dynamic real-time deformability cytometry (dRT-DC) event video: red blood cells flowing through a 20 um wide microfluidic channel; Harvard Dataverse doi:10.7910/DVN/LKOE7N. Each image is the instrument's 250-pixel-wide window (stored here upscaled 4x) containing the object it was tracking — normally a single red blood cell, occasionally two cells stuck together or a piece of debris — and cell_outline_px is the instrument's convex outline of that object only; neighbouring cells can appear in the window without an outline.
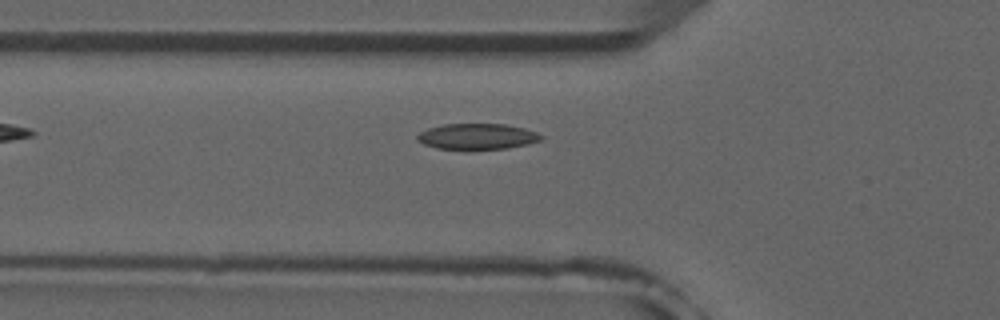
{"species": "common noctule bat (a hibernating species)", "species_latin": "Nyctalus noctula", "temperature_condition": "room temperature", "stored_images_in_passage": 4, "camera_frame_rate_fps": 3000, "um_per_image_px": 0.085, "animal": {"sex": "male", "forearm_length_mm": 52.5}, "frame": {"image": 1, "passage_image": 4, "time_ms": 3.667, "image_size_px": [1000, 320], "cell_outline_px": [[544, 136], [540, 140], [528, 144], [508, 148], [436, 148], [424, 144], [416, 136], [420, 132], [428, 128], [444, 124], [504, 124], [524, 128], [536, 132]], "centroid_in_image_um": [40.59, 11.58], "position_along_channel_um": 85.2, "area_um2": 18.21}}